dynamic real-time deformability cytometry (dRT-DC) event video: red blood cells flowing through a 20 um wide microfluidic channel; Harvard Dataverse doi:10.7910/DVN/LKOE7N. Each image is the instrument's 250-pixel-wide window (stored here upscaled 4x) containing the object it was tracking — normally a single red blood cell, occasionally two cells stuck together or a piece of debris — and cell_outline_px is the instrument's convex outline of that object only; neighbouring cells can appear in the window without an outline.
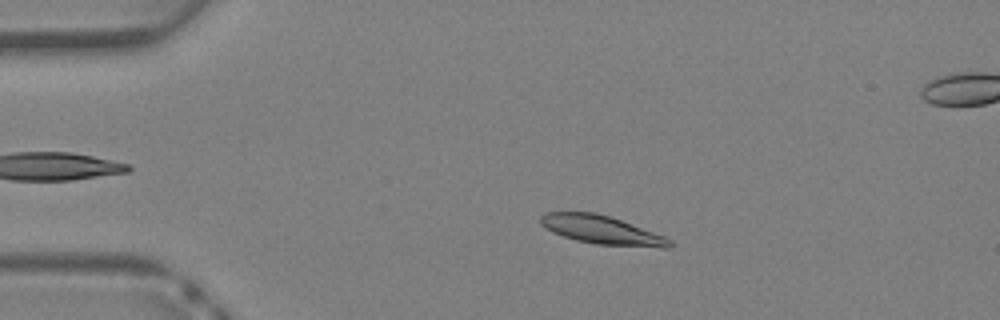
{"species": "Egyptian fruit bat (a non-hibernating species)", "species_latin": "Rousettus aegyptiacus", "temperature_condition": "warm", "stored_images_in_passage": 39, "segment_of_instrument_passage": [1, 2], "camera_frame_rate_fps": 3000, "um_per_image_px": 0.085, "animal": {"sex": "female"}, "frame": {"image": 1, "passage_image": 7, "time_ms": 2.0, "image_size_px": [1000, 320], "cell_outline_px": [[672, 248], [660, 248], [596, 244], [576, 240], [552, 232], [540, 224], [540, 216], [544, 212], [596, 212], [620, 220], [664, 236], [672, 240]], "centroid_in_image_um": [51.14, 19.55], "position_along_channel_um": 33.9, "area_um2": 21.39}}
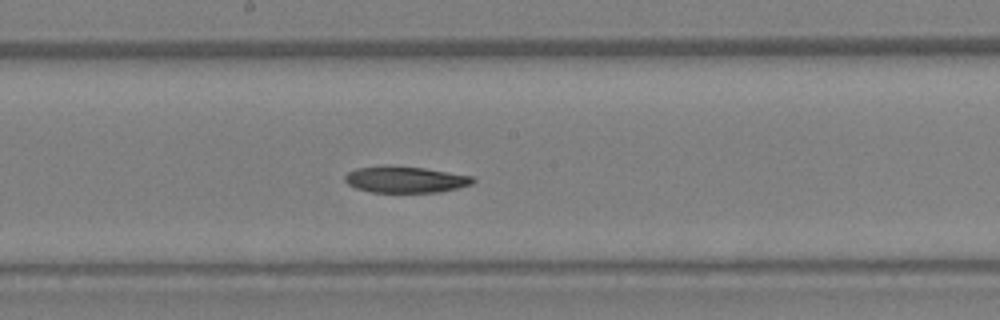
{"frame": {"image": 2, "passage_image": 20, "time_ms": 6.333, "image_size_px": [1000, 320], "cell_outline_px": [[476, 180], [472, 184], [440, 192], [372, 192], [356, 188], [348, 184], [344, 180], [344, 176], [348, 172], [356, 168], [384, 164], [424, 168], [472, 176]], "centroid_in_image_um": [34.41, 15.24], "position_along_channel_um": 213.8, "area_um2": 19.83}}
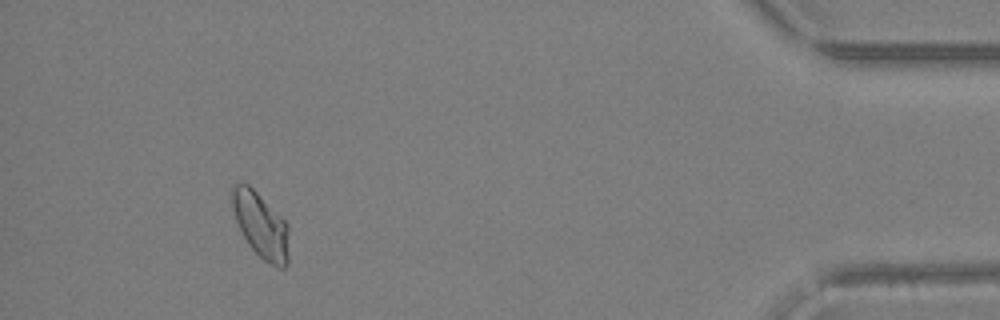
{"frame": {"image": 3, "passage_image": 35, "time_ms": 11.333, "image_size_px": [1000, 320], "cell_outline_px": [[288, 264], [284, 268], [276, 268], [264, 260], [248, 244], [240, 232], [232, 208], [232, 184], [248, 184], [288, 224]], "centroid_in_image_um": [22.17, 19.18], "position_along_channel_um": 413.0, "area_um2": 21.44}}